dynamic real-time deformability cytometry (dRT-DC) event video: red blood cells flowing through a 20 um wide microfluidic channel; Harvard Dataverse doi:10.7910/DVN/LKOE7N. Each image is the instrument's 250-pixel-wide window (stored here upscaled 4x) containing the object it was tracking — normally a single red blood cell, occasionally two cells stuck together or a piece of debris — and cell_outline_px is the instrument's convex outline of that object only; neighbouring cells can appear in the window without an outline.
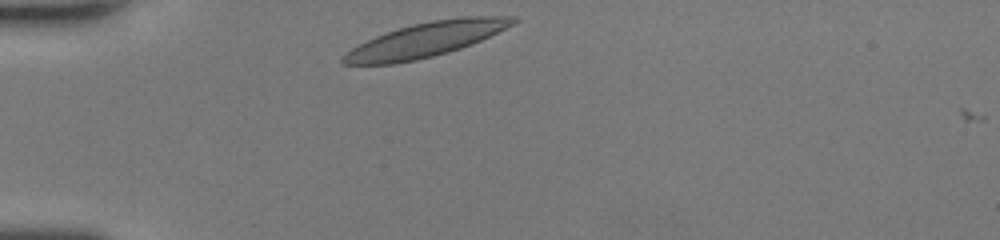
{"species": "human", "species_latin": "Homo sapiens", "temperature_condition": "room temperature", "stored_images_in_passage": 29, "camera_frame_rate_fps": 3000, "um_per_image_px": 0.085, "donor": {"sex": "female"}, "frame": {"image": 1, "passage_image": 1, "time_ms": 0.0, "image_size_px": [1000, 240], "cell_outline_px": [[516, 20], [512, 24], [472, 44], [448, 52], [416, 60], [396, 64], [340, 64], [340, 56], [352, 48], [376, 36], [412, 24], [432, 20], [460, 16], [516, 16]], "centroid_in_image_um": [36.14, 3.38], "position_along_channel_um": 48.9, "area_um2": 33.7}}
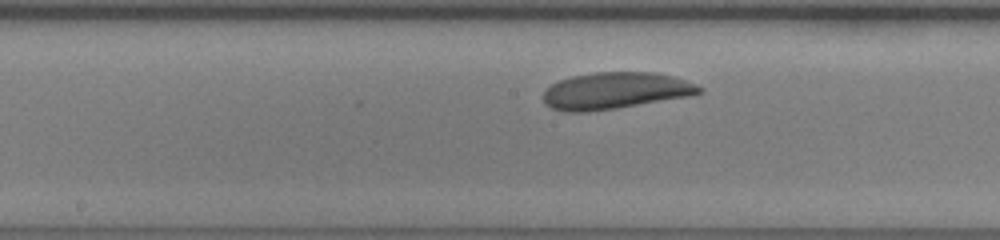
{"frame": {"image": 2, "passage_image": 15, "time_ms": 4.667, "image_size_px": [1000, 240], "cell_outline_px": [[704, 92], [688, 96], [616, 108], [588, 112], [564, 112], [552, 108], [544, 104], [544, 92], [552, 84], [560, 80], [572, 76], [592, 72], [656, 72], [672, 76], [696, 84], [704, 88]], "centroid_in_image_um": [52.29, 7.71], "position_along_channel_um": 195.9, "area_um2": 33.29}}
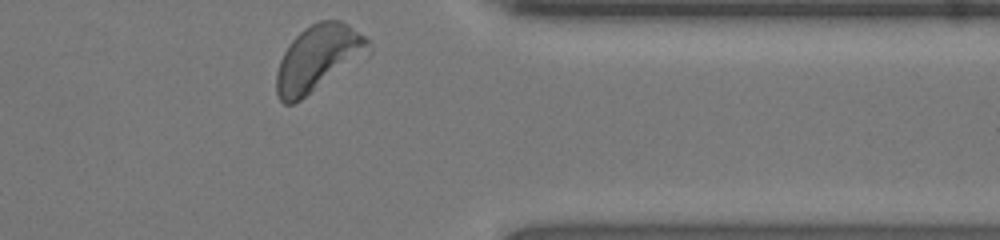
{"frame": {"image": 3, "passage_image": 29, "time_ms": 9.333, "image_size_px": [1000, 240], "cell_outline_px": [[372, 52], [300, 100], [292, 104], [284, 104], [276, 96], [276, 72], [280, 60], [284, 52], [292, 40], [304, 28], [320, 20], [340, 20], [348, 24], [368, 36], [372, 44]], "centroid_in_image_um": [27.08, 4.93], "position_along_channel_um": 384.3, "area_um2": 35.66}, "authors_computed_cell_mechanics": {"area_um2": 33.4662, "velocity_mm_per_s": 4.2013, "shape_relaxation_time_tau1_ms": 2.0119, "shape_relaxation_time_tau2_ms": null, "deformation_change_tau1": 0.0974, "deformation_change_tau2": null}}